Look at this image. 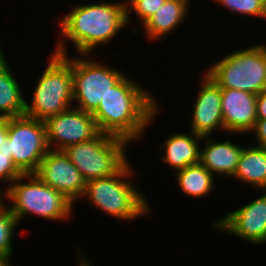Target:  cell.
<instances>
[{"instance_id": "cell-1", "label": "cell", "mask_w": 266, "mask_h": 266, "mask_svg": "<svg viewBox=\"0 0 266 266\" xmlns=\"http://www.w3.org/2000/svg\"><path fill=\"white\" fill-rule=\"evenodd\" d=\"M143 87L125 75L111 88L92 113L100 132L129 143L141 139L160 111L157 99Z\"/></svg>"}, {"instance_id": "cell-2", "label": "cell", "mask_w": 266, "mask_h": 266, "mask_svg": "<svg viewBox=\"0 0 266 266\" xmlns=\"http://www.w3.org/2000/svg\"><path fill=\"white\" fill-rule=\"evenodd\" d=\"M68 11L57 23L61 38L52 52L58 55L68 54L67 41L73 43L78 55H89L96 47L108 45L127 26L125 1L80 3Z\"/></svg>"}, {"instance_id": "cell-3", "label": "cell", "mask_w": 266, "mask_h": 266, "mask_svg": "<svg viewBox=\"0 0 266 266\" xmlns=\"http://www.w3.org/2000/svg\"><path fill=\"white\" fill-rule=\"evenodd\" d=\"M131 166L128 161L113 176L87 181L81 199L123 222L149 214L150 202L129 179L135 172Z\"/></svg>"}, {"instance_id": "cell-4", "label": "cell", "mask_w": 266, "mask_h": 266, "mask_svg": "<svg viewBox=\"0 0 266 266\" xmlns=\"http://www.w3.org/2000/svg\"><path fill=\"white\" fill-rule=\"evenodd\" d=\"M3 190L4 200L11 204L7 207L18 223L28 214L61 222L70 219L74 213L75 205L62 193L44 184L34 173L22 174Z\"/></svg>"}, {"instance_id": "cell-5", "label": "cell", "mask_w": 266, "mask_h": 266, "mask_svg": "<svg viewBox=\"0 0 266 266\" xmlns=\"http://www.w3.org/2000/svg\"><path fill=\"white\" fill-rule=\"evenodd\" d=\"M52 52L39 77L31 103H25V115L45 121L73 107V57Z\"/></svg>"}, {"instance_id": "cell-6", "label": "cell", "mask_w": 266, "mask_h": 266, "mask_svg": "<svg viewBox=\"0 0 266 266\" xmlns=\"http://www.w3.org/2000/svg\"><path fill=\"white\" fill-rule=\"evenodd\" d=\"M206 73L221 87L259 94L266 89V44L229 53Z\"/></svg>"}, {"instance_id": "cell-7", "label": "cell", "mask_w": 266, "mask_h": 266, "mask_svg": "<svg viewBox=\"0 0 266 266\" xmlns=\"http://www.w3.org/2000/svg\"><path fill=\"white\" fill-rule=\"evenodd\" d=\"M129 144L125 139L99 132L93 139L63 151L87 182L116 174L128 162L125 150Z\"/></svg>"}, {"instance_id": "cell-8", "label": "cell", "mask_w": 266, "mask_h": 266, "mask_svg": "<svg viewBox=\"0 0 266 266\" xmlns=\"http://www.w3.org/2000/svg\"><path fill=\"white\" fill-rule=\"evenodd\" d=\"M45 122L26 115L8 118V135L0 152L24 173H34L49 151Z\"/></svg>"}, {"instance_id": "cell-9", "label": "cell", "mask_w": 266, "mask_h": 266, "mask_svg": "<svg viewBox=\"0 0 266 266\" xmlns=\"http://www.w3.org/2000/svg\"><path fill=\"white\" fill-rule=\"evenodd\" d=\"M87 57V54L73 57V102H78L73 106L93 113L111 88L126 74L112 65Z\"/></svg>"}, {"instance_id": "cell-10", "label": "cell", "mask_w": 266, "mask_h": 266, "mask_svg": "<svg viewBox=\"0 0 266 266\" xmlns=\"http://www.w3.org/2000/svg\"><path fill=\"white\" fill-rule=\"evenodd\" d=\"M44 122L50 150L63 151L68 146L93 139L100 132L92 113L74 106Z\"/></svg>"}, {"instance_id": "cell-11", "label": "cell", "mask_w": 266, "mask_h": 266, "mask_svg": "<svg viewBox=\"0 0 266 266\" xmlns=\"http://www.w3.org/2000/svg\"><path fill=\"white\" fill-rule=\"evenodd\" d=\"M261 195L213 222V228L256 245L266 244V190Z\"/></svg>"}, {"instance_id": "cell-12", "label": "cell", "mask_w": 266, "mask_h": 266, "mask_svg": "<svg viewBox=\"0 0 266 266\" xmlns=\"http://www.w3.org/2000/svg\"><path fill=\"white\" fill-rule=\"evenodd\" d=\"M34 174L74 205L84 194L86 181L64 151L49 150Z\"/></svg>"}, {"instance_id": "cell-13", "label": "cell", "mask_w": 266, "mask_h": 266, "mask_svg": "<svg viewBox=\"0 0 266 266\" xmlns=\"http://www.w3.org/2000/svg\"><path fill=\"white\" fill-rule=\"evenodd\" d=\"M204 73L200 91L193 105L190 125V131L202 137L211 136L213 131L219 128L224 132L221 87L206 72Z\"/></svg>"}, {"instance_id": "cell-14", "label": "cell", "mask_w": 266, "mask_h": 266, "mask_svg": "<svg viewBox=\"0 0 266 266\" xmlns=\"http://www.w3.org/2000/svg\"><path fill=\"white\" fill-rule=\"evenodd\" d=\"M224 132L249 133L257 120L256 95L237 89L221 88Z\"/></svg>"}, {"instance_id": "cell-15", "label": "cell", "mask_w": 266, "mask_h": 266, "mask_svg": "<svg viewBox=\"0 0 266 266\" xmlns=\"http://www.w3.org/2000/svg\"><path fill=\"white\" fill-rule=\"evenodd\" d=\"M205 136L206 140L203 148H200L199 162L213 175L232 177L236 171L237 164L243 152V146L226 141H216V139Z\"/></svg>"}, {"instance_id": "cell-16", "label": "cell", "mask_w": 266, "mask_h": 266, "mask_svg": "<svg viewBox=\"0 0 266 266\" xmlns=\"http://www.w3.org/2000/svg\"><path fill=\"white\" fill-rule=\"evenodd\" d=\"M190 0H166L159 7L154 15L142 26H135L132 30L134 33L138 29L139 32H144L145 36L150 41H156L168 36L183 23L188 16L190 8ZM141 30V31H140Z\"/></svg>"}, {"instance_id": "cell-17", "label": "cell", "mask_w": 266, "mask_h": 266, "mask_svg": "<svg viewBox=\"0 0 266 266\" xmlns=\"http://www.w3.org/2000/svg\"><path fill=\"white\" fill-rule=\"evenodd\" d=\"M201 140L204 142V137L192 131L189 134L180 132L169 135L162 143L164 152L162 162L175 171L199 163Z\"/></svg>"}, {"instance_id": "cell-18", "label": "cell", "mask_w": 266, "mask_h": 266, "mask_svg": "<svg viewBox=\"0 0 266 266\" xmlns=\"http://www.w3.org/2000/svg\"><path fill=\"white\" fill-rule=\"evenodd\" d=\"M0 45V118L25 115L26 99L19 81L12 74Z\"/></svg>"}, {"instance_id": "cell-19", "label": "cell", "mask_w": 266, "mask_h": 266, "mask_svg": "<svg viewBox=\"0 0 266 266\" xmlns=\"http://www.w3.org/2000/svg\"><path fill=\"white\" fill-rule=\"evenodd\" d=\"M256 188L266 190V148L243 147L236 171L231 177Z\"/></svg>"}, {"instance_id": "cell-20", "label": "cell", "mask_w": 266, "mask_h": 266, "mask_svg": "<svg viewBox=\"0 0 266 266\" xmlns=\"http://www.w3.org/2000/svg\"><path fill=\"white\" fill-rule=\"evenodd\" d=\"M176 172L177 185L183 191L182 193L188 196L202 198L208 196L215 188L216 177L200 162Z\"/></svg>"}, {"instance_id": "cell-21", "label": "cell", "mask_w": 266, "mask_h": 266, "mask_svg": "<svg viewBox=\"0 0 266 266\" xmlns=\"http://www.w3.org/2000/svg\"><path fill=\"white\" fill-rule=\"evenodd\" d=\"M5 203L0 206V266H13L11 256H13L14 246L13 236L18 223L17 219Z\"/></svg>"}, {"instance_id": "cell-22", "label": "cell", "mask_w": 266, "mask_h": 266, "mask_svg": "<svg viewBox=\"0 0 266 266\" xmlns=\"http://www.w3.org/2000/svg\"><path fill=\"white\" fill-rule=\"evenodd\" d=\"M233 13L266 19V0H212Z\"/></svg>"}, {"instance_id": "cell-23", "label": "cell", "mask_w": 266, "mask_h": 266, "mask_svg": "<svg viewBox=\"0 0 266 266\" xmlns=\"http://www.w3.org/2000/svg\"><path fill=\"white\" fill-rule=\"evenodd\" d=\"M165 1L166 0H125L127 25L130 23L131 13L134 12L141 20L143 26Z\"/></svg>"}, {"instance_id": "cell-24", "label": "cell", "mask_w": 266, "mask_h": 266, "mask_svg": "<svg viewBox=\"0 0 266 266\" xmlns=\"http://www.w3.org/2000/svg\"><path fill=\"white\" fill-rule=\"evenodd\" d=\"M22 174L24 173L14 164L12 157L8 154L0 152V185L2 183H7V188L16 178Z\"/></svg>"}, {"instance_id": "cell-25", "label": "cell", "mask_w": 266, "mask_h": 266, "mask_svg": "<svg viewBox=\"0 0 266 266\" xmlns=\"http://www.w3.org/2000/svg\"><path fill=\"white\" fill-rule=\"evenodd\" d=\"M250 132L256 137V146L266 148V119H257Z\"/></svg>"}, {"instance_id": "cell-26", "label": "cell", "mask_w": 266, "mask_h": 266, "mask_svg": "<svg viewBox=\"0 0 266 266\" xmlns=\"http://www.w3.org/2000/svg\"><path fill=\"white\" fill-rule=\"evenodd\" d=\"M257 119H266V89L256 95Z\"/></svg>"}, {"instance_id": "cell-27", "label": "cell", "mask_w": 266, "mask_h": 266, "mask_svg": "<svg viewBox=\"0 0 266 266\" xmlns=\"http://www.w3.org/2000/svg\"><path fill=\"white\" fill-rule=\"evenodd\" d=\"M8 135V118H0V146L6 141Z\"/></svg>"}, {"instance_id": "cell-28", "label": "cell", "mask_w": 266, "mask_h": 266, "mask_svg": "<svg viewBox=\"0 0 266 266\" xmlns=\"http://www.w3.org/2000/svg\"><path fill=\"white\" fill-rule=\"evenodd\" d=\"M79 256L77 257V260L79 262L78 263V266H94L92 265L89 261H88V258L84 257V255L82 254V252L80 254H78ZM81 255V256H80ZM87 259V260H86Z\"/></svg>"}, {"instance_id": "cell-29", "label": "cell", "mask_w": 266, "mask_h": 266, "mask_svg": "<svg viewBox=\"0 0 266 266\" xmlns=\"http://www.w3.org/2000/svg\"><path fill=\"white\" fill-rule=\"evenodd\" d=\"M1 190V189H0ZM3 192V193H2ZM5 191H0V206H2L5 203V200H3L4 198V193Z\"/></svg>"}]
</instances>
